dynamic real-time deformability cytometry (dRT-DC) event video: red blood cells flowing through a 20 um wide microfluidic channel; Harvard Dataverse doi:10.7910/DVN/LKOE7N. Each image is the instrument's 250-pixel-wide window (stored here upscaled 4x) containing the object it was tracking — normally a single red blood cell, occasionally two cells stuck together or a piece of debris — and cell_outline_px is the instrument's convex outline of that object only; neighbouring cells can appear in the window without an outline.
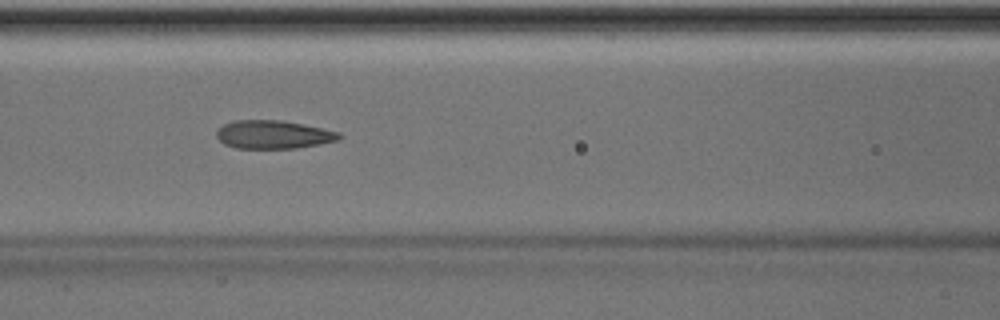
{"species": "Egyptian fruit bat (a non-hibernating species)", "species_latin": "Rousettus aegyptiacus", "temperature_condition": "room temperature", "stored_images_in_passage": 50, "camera_frame_rate_fps": 3000, "um_per_image_px": 0.085, "animal": {"sex": "male"}, "frame": {"image": 1, "passage_image": 22, "time_ms": 7.0, "image_size_px": [1000, 320], "cell_outline_px": [[344, 136], [340, 140], [320, 144], [296, 148], [236, 148], [224, 144], [216, 136], [216, 132], [224, 124], [236, 120], [280, 120], [340, 132]], "centroid_in_image_um": [23.26, 11.44], "position_along_channel_um": 143.3, "area_um2": 20.11}, "authors_computed_cell_mechanics": {"area_um2": 20.7502, "velocity_mm_per_s": 4.0454, "shape_relaxation_time_tau1_ms": 8.3307, "shape_relaxation_time_tau2_ms": 1.5165, "deformation_change_tau1": 0.2134, "deformation_change_tau2": 0.1016}}